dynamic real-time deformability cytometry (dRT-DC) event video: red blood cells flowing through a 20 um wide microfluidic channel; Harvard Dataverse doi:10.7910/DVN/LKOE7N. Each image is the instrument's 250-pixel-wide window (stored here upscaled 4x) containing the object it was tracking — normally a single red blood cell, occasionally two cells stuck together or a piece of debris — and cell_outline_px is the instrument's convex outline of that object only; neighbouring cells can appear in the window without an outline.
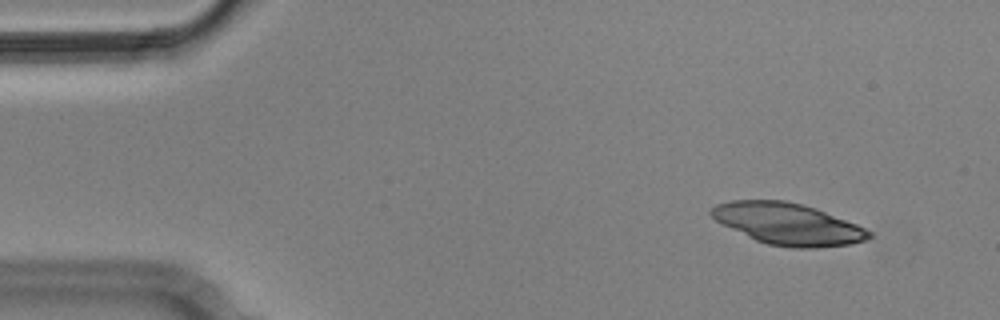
{"species": "Egyptian fruit bat (a non-hibernating species)", "species_latin": "Rousettus aegyptiacus", "temperature_condition": "cold", "stored_images_in_passage": 5, "camera_frame_rate_fps": 3000, "um_per_image_px": 0.085, "animal": {"sex": "male"}, "frame": {"image": 1, "passage_image": 1, "time_ms": 0.0, "image_size_px": [1000, 320], "cell_outline_px": [[872, 236], [864, 240], [848, 244], [816, 248], [792, 248], [768, 244], [756, 240], [716, 220], [708, 212], [716, 204], [732, 200], [784, 200], [800, 204], [824, 212], [856, 224], [872, 232]], "centroid_in_image_um": [66.95, 19.03], "position_along_channel_um": 18.0, "area_um2": 37.51}}